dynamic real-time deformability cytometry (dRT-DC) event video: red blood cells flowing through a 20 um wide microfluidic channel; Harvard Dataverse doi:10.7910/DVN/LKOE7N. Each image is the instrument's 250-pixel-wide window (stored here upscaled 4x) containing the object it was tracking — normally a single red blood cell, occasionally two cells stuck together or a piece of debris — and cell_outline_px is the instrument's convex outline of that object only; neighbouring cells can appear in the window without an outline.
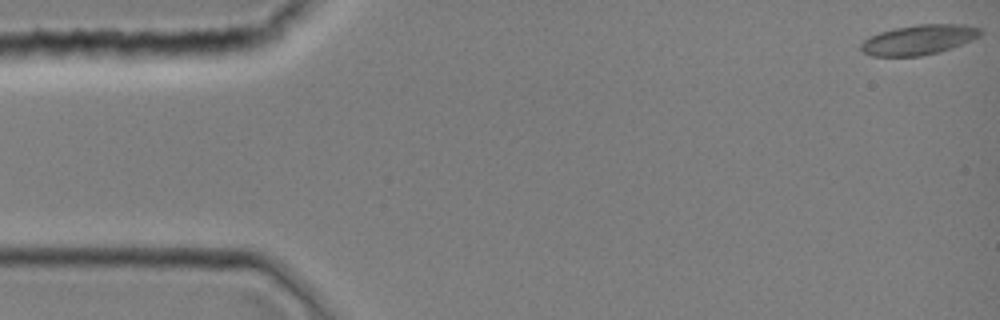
{"species": "common noctule bat (a hibernating species)", "species_latin": "Nyctalus noctula", "temperature_condition": "room temperature", "stored_images_in_passage": 12, "camera_frame_rate_fps": 3000, "um_per_image_px": 0.085, "animal": {"sex": "female", "body_mass_g": 19.0, "forearm_length_mm": 51.5}, "frame": {"image": 1, "passage_image": 1, "time_ms": 0.0, "image_size_px": [1000, 320], "cell_outline_px": [[980, 36], [952, 48], [940, 52], [920, 56], [872, 56], [864, 52], [860, 48], [860, 44], [864, 40], [880, 32], [896, 28], [920, 24], [964, 24], [980, 28]], "centroid_in_image_um": [78.1, 3.38], "position_along_channel_um": 6.9, "area_um2": 20.63}}
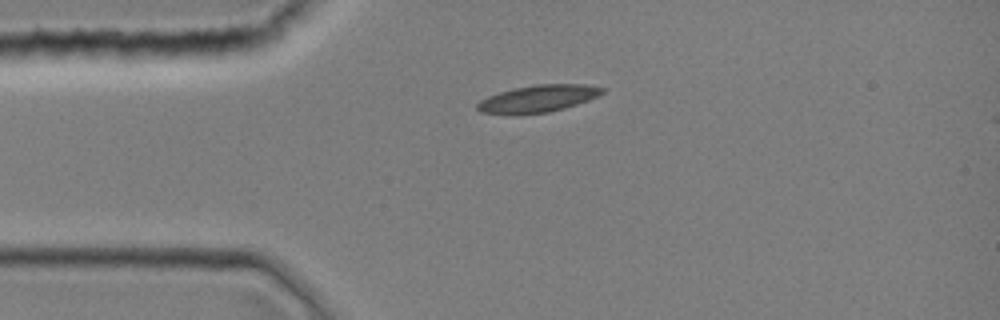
{"frame": {"image": 2, "passage_image": 10, "time_ms": 3.0, "image_size_px": [1000, 320], "cell_outline_px": [[604, 92], [588, 100], [564, 108], [548, 112], [480, 112], [476, 108], [476, 104], [480, 100], [488, 96], [500, 92], [516, 88], [536, 84], [588, 84], [604, 88]], "centroid_in_image_um": [45.78, 8.34], "position_along_channel_um": 39.2, "area_um2": 18.96}}